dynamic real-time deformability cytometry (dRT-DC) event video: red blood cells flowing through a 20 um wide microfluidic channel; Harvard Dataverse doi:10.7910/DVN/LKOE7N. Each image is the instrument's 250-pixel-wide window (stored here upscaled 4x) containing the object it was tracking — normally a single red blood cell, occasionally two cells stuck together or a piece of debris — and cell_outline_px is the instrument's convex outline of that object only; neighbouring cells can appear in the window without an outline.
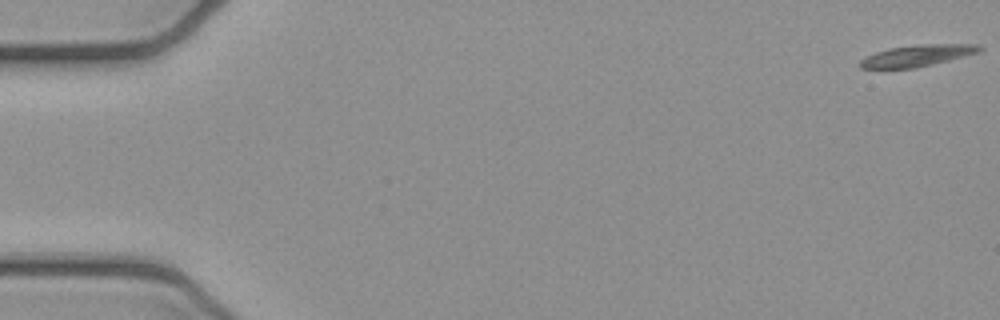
{"species": "common noctule bat (a hibernating species)", "species_latin": "Nyctalus noctula", "temperature_condition": "cold", "stored_images_in_passage": 5, "camera_frame_rate_fps": 3000, "um_per_image_px": 0.085, "animal": {"sex": "female", "body_mass_g": 21.9}, "frame": {"image": 1, "passage_image": 1, "time_ms": 0.0, "image_size_px": [1000, 320], "cell_outline_px": [[984, 48], [980, 52], [916, 68], [860, 68], [860, 60], [876, 52], [888, 48], [924, 44], [980, 44]], "centroid_in_image_um": [78.02, 4.72], "position_along_channel_um": 7.0, "area_um2": 14.8}}
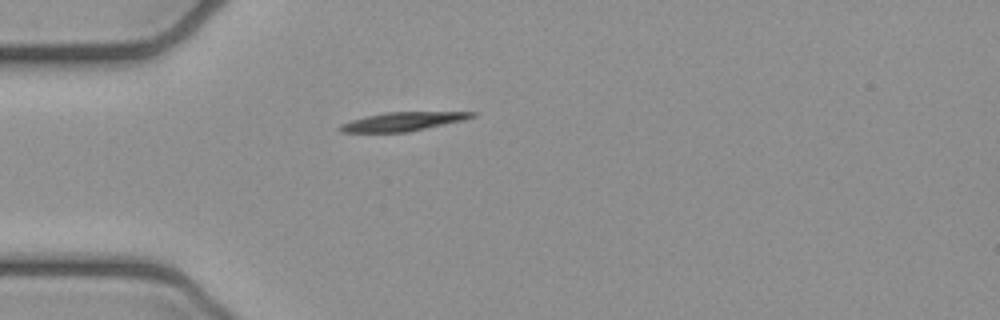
{"frame": {"image": 2, "passage_image": 5, "time_ms": 1.333, "image_size_px": [1000, 320], "cell_outline_px": [[476, 116], [464, 120], [408, 132], [340, 132], [340, 124], [364, 116], [388, 112], [476, 112]], "centroid_in_image_um": [34.24, 10.33], "position_along_channel_um": 50.8, "area_um2": 14.28}}